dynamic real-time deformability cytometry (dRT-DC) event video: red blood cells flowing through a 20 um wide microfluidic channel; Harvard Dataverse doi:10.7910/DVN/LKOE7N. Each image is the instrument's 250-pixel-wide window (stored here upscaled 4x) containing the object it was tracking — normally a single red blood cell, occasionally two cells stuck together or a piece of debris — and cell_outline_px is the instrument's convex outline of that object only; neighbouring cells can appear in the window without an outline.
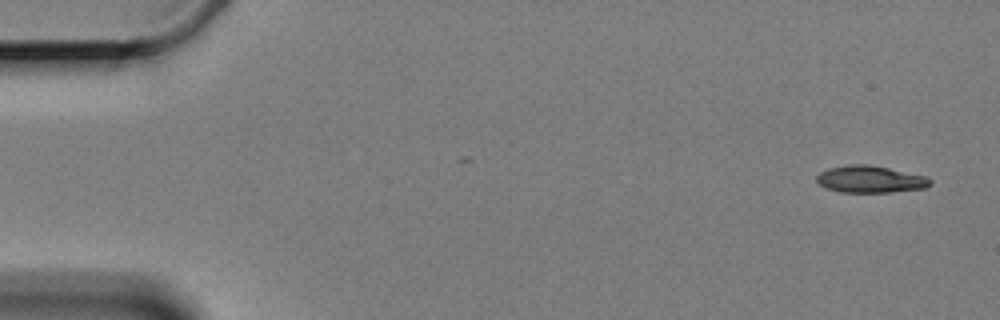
{"species": "Egyptian fruit bat (a non-hibernating species)", "species_latin": "Rousettus aegyptiacus", "temperature_condition": "cold", "stored_images_in_passage": 6, "camera_frame_rate_fps": 3000, "um_per_image_px": 0.085, "animal": {"sex": "female"}, "frame": {"image": 1, "passage_image": 1, "time_ms": 0.0, "image_size_px": [1000, 320], "cell_outline_px": [[932, 184], [924, 188], [888, 192], [840, 192], [828, 188], [820, 184], [816, 180], [816, 176], [820, 172], [828, 168], [848, 164], [868, 164], [888, 168], [924, 176], [932, 180]], "centroid_in_image_um": [73.95, 15.23], "position_along_channel_um": 11.1, "area_um2": 17.69}}
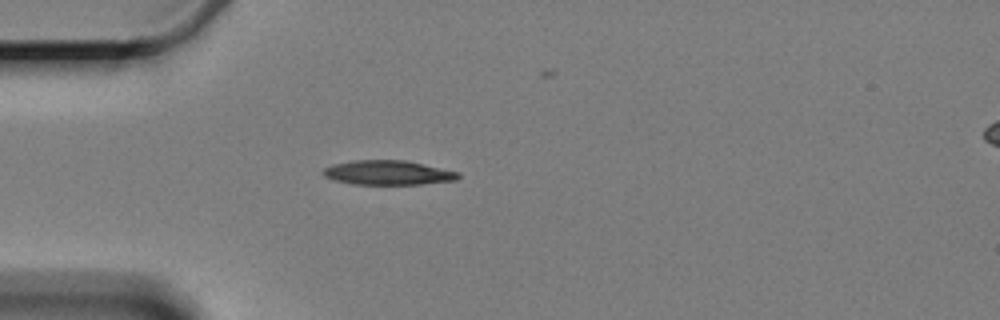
{"frame": {"image": 2, "passage_image": 5, "time_ms": 4.667, "image_size_px": [1000, 320], "cell_outline_px": [[460, 176], [456, 180], [420, 184], [352, 184], [332, 180], [324, 176], [320, 172], [324, 168], [332, 164], [352, 160], [404, 160], [460, 172]], "centroid_in_image_um": [32.92, 14.67], "position_along_channel_um": 52.1, "area_um2": 19.31}}